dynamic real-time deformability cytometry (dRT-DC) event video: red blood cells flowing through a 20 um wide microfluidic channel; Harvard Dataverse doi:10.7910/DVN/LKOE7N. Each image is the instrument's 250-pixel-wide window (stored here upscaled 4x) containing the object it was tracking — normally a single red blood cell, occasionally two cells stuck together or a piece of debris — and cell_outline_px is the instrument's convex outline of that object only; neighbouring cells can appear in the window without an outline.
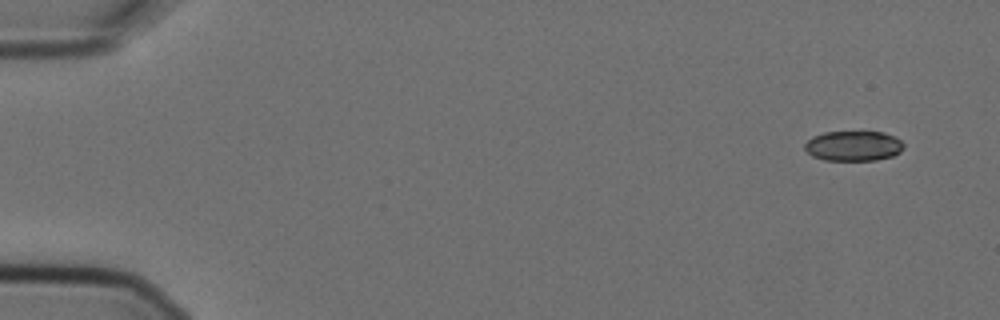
{"species": "Egyptian fruit bat (a non-hibernating species)", "species_latin": "Rousettus aegyptiacus", "temperature_condition": "cold", "stored_images_in_passage": 6, "segment_of_instrument_passage": [1, 2], "camera_frame_rate_fps": 3000, "um_per_image_px": 0.085, "animal": {"sex": "female"}, "frame": {"image": 1, "passage_image": 1, "time_ms": 0.0, "image_size_px": [1000, 320], "cell_outline_px": [[904, 148], [900, 152], [892, 156], [876, 160], [824, 160], [812, 156], [804, 148], [804, 144], [812, 136], [824, 132], [884, 132], [900, 140], [904, 144]], "centroid_in_image_um": [72.53, 12.4], "position_along_channel_um": 12.5, "area_um2": 17.34}}
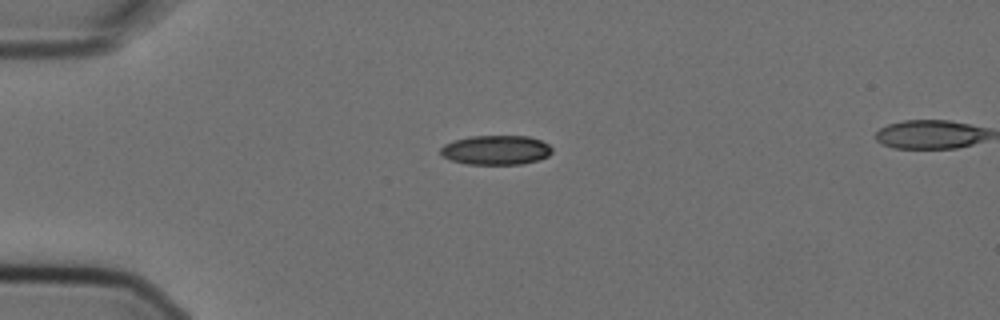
{"frame": {"image": 2, "passage_image": 4, "time_ms": 1.0, "image_size_px": [1000, 320], "cell_outline_px": [[552, 152], [548, 156], [540, 160], [520, 164], [468, 164], [448, 160], [440, 152], [440, 148], [444, 144], [452, 140], [472, 136], [528, 136], [540, 140], [548, 144], [552, 148]], "centroid_in_image_um": [42.15, 12.75], "position_along_channel_um": 42.9, "area_um2": 19.25}}